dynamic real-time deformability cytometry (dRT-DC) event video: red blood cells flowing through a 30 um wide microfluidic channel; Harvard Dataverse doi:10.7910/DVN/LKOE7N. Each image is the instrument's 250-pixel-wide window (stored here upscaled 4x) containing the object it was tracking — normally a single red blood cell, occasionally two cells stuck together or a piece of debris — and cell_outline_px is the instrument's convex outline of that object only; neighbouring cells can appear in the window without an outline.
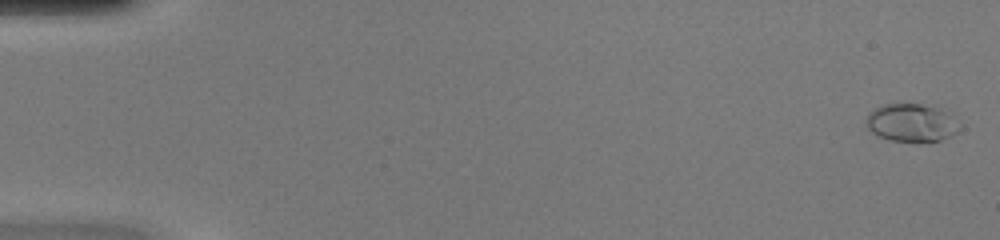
{"species": "common noctule bat (a hibernating species)", "species_latin": "Nyctalus noctula", "temperature_condition": "warm", "stored_images_in_passage": 49, "camera_frame_rate_fps": 3000, "um_per_image_px": 0.085, "animal": {"sex": "female", "body_mass_g": 20.0, "forearm_length_mm": 54.0}, "frame": {"image": 1, "passage_image": 1, "time_ms": 0.0, "image_size_px": [1000, 240], "cell_outline_px": [[964, 128], [952, 136], [940, 140], [888, 140], [872, 132], [864, 124], [864, 120], [876, 108], [884, 104], [936, 104], [964, 124]], "centroid_in_image_um": [77.58, 10.4], "position_along_channel_um": 7.4, "area_um2": 20.98}}
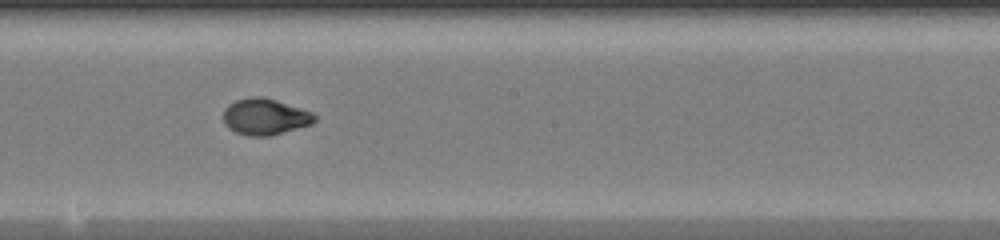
{"frame": {"image": 2, "passage_image": 28, "time_ms": 9.0, "image_size_px": [1000, 240], "cell_outline_px": [[316, 120], [312, 124], [268, 136], [248, 136], [236, 132], [228, 128], [224, 124], [224, 108], [228, 104], [236, 100], [248, 96], [260, 96], [276, 100], [312, 112], [316, 116]], "centroid_in_image_um": [22.5, 9.91], "position_along_channel_um": 225.7, "area_um2": 19.31}}
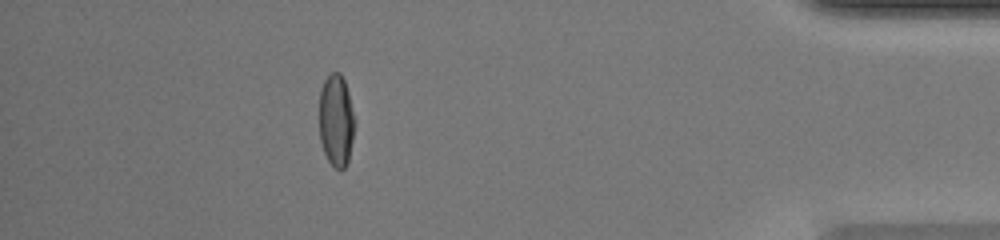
{"frame": {"image": 3, "passage_image": 44, "time_ms": 14.333, "image_size_px": [1000, 240], "cell_outline_px": [[356, 124], [348, 164], [340, 172], [328, 160], [324, 152], [320, 140], [320, 88], [324, 80], [332, 72], [340, 72], [344, 80], [348, 92], [356, 120]], "centroid_in_image_um": [28.6, 10.26], "position_along_channel_um": 406.6, "area_um2": 19.36}, "authors_computed_cell_mechanics": {"area_um2": 19.363, "velocity_mm_per_s": 4.2626, "shape_relaxation_time_tau1_ms": 8.0716, "shape_relaxation_time_tau2_ms": null, "deformation_change_tau1": 0.2949, "deformation_change_tau2": null}}